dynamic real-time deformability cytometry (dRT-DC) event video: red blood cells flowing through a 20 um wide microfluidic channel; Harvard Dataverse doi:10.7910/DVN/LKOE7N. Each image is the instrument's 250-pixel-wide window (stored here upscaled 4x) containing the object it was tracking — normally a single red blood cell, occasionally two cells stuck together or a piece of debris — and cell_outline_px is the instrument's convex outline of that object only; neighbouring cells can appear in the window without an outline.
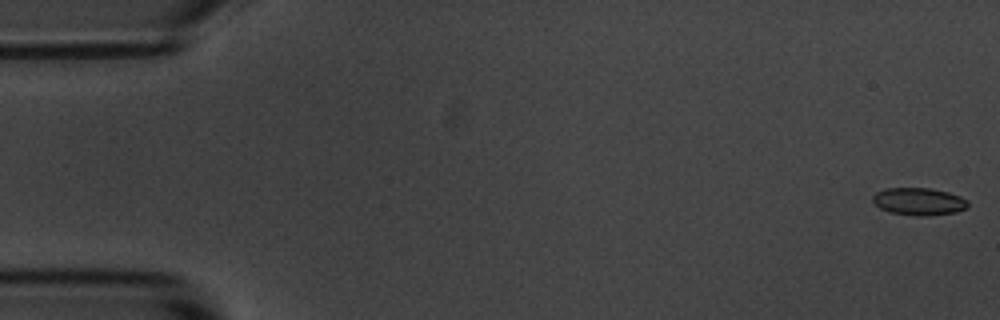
{"species": "common noctule bat (a hibernating species)", "species_latin": "Nyctalus noctula", "temperature_condition": "room temperature", "stored_images_in_passage": 55, "camera_frame_rate_fps": 3000, "um_per_image_px": 0.085, "animal": {"sex": "male", "body_mass_g": 20.1, "forearm_length_mm": 53.5}, "frame": {"image": 1, "passage_image": 1, "time_ms": 0.0, "image_size_px": [1000, 320], "cell_outline_px": [[968, 208], [956, 212], [928, 216], [916, 216], [888, 212], [880, 208], [872, 200], [872, 196], [876, 192], [884, 188], [928, 188], [948, 192], [960, 196], [968, 200]], "centroid_in_image_um": [78.1, 17.13], "position_along_channel_um": 6.9, "area_um2": 15.37}}
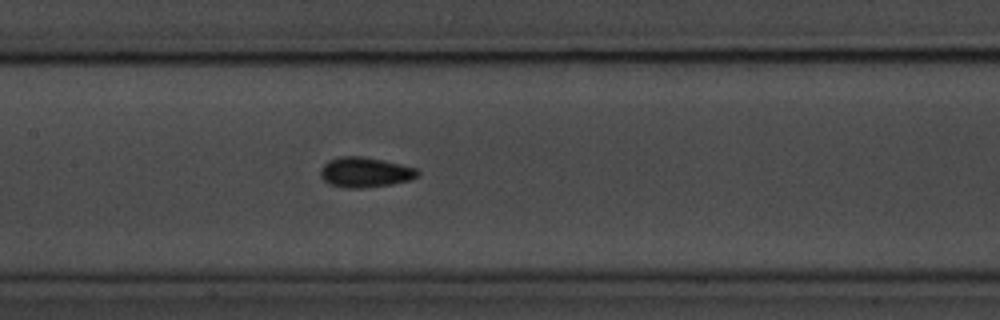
{"frame": {"image": 2, "passage_image": 26, "time_ms": 8.333, "image_size_px": [1000, 320], "cell_outline_px": [[420, 172], [416, 176], [408, 180], [392, 184], [364, 188], [348, 188], [328, 184], [320, 176], [320, 172], [324, 164], [328, 160], [340, 156], [360, 156], [400, 164], [416, 168]], "centroid_in_image_um": [30.99, 14.65], "position_along_channel_um": 176.4, "area_um2": 16.88}}
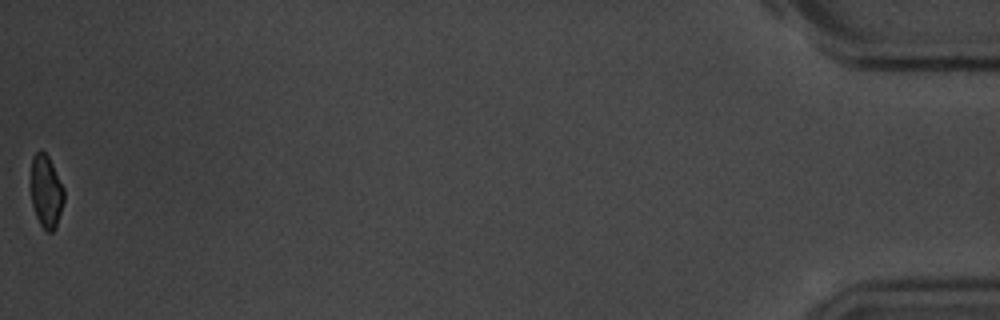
{"frame": {"image": 3, "passage_image": 55, "time_ms": 18.0, "image_size_px": [1000, 320], "cell_outline_px": [[64, 200], [56, 228], [52, 232], [48, 232], [40, 224], [36, 216], [32, 204], [32, 156], [40, 148], [48, 156], [64, 188]], "centroid_in_image_um": [3.94, 16.28], "position_along_channel_um": 431.3, "area_um2": 13.87}, "authors_computed_cell_mechanics": {"area_um2": 15.6638, "velocity_mm_per_s": 3.6734, "shape_relaxation_time_tau1_ms": 4.6966, "shape_relaxation_time_tau2_ms": 1.3347, "deformation_change_tau1": 0.0917, "deformation_change_tau2": 0.0561}}